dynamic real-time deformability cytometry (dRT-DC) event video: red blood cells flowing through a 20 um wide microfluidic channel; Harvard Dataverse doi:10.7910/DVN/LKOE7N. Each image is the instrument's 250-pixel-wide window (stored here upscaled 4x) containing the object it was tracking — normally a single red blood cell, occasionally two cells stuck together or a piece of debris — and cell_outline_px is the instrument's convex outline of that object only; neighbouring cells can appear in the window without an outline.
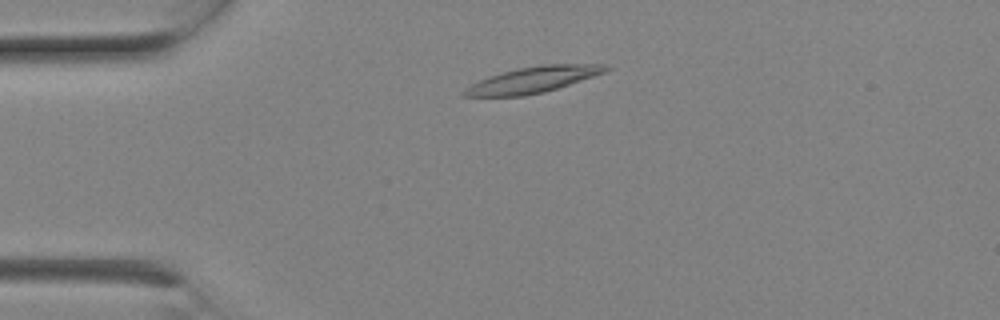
{"species": "Egyptian fruit bat (a non-hibernating species)", "species_latin": "Rousettus aegyptiacus", "temperature_condition": "room temperature", "stored_images_in_passage": 7, "camera_frame_rate_fps": 3000, "um_per_image_px": 0.085, "animal": {"sex": "female"}, "frame": {"image": 1, "passage_image": 3, "time_ms": 0.667, "image_size_px": [1000, 320], "cell_outline_px": [[612, 68], [604, 72], [544, 92], [524, 96], [460, 96], [460, 92], [464, 88], [488, 76], [516, 68], [540, 64], [608, 64]], "centroid_in_image_um": [45.25, 6.77], "position_along_channel_um": 39.7, "area_um2": 21.39}}
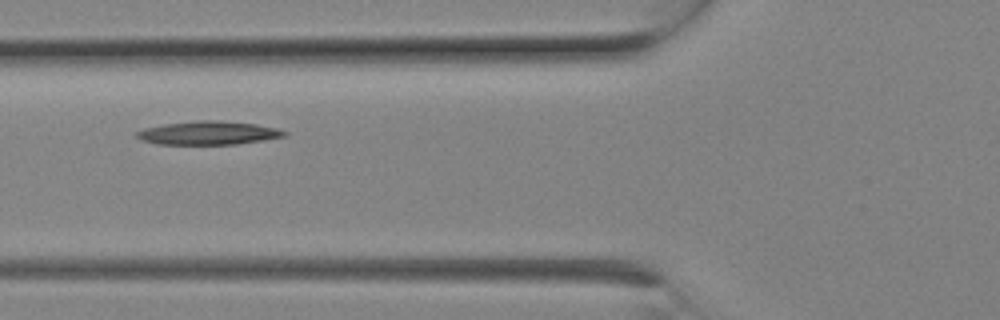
{"frame": {"image": 2, "passage_image": 6, "time_ms": 1.667, "image_size_px": [1000, 320], "cell_outline_px": [[288, 136], [236, 144], [156, 144], [140, 140], [136, 136], [136, 132], [144, 128], [164, 124], [196, 120], [216, 120], [256, 124], [276, 128], [288, 132]], "centroid_in_image_um": [17.7, 11.3], "position_along_channel_um": 108.1, "area_um2": 20.23}}
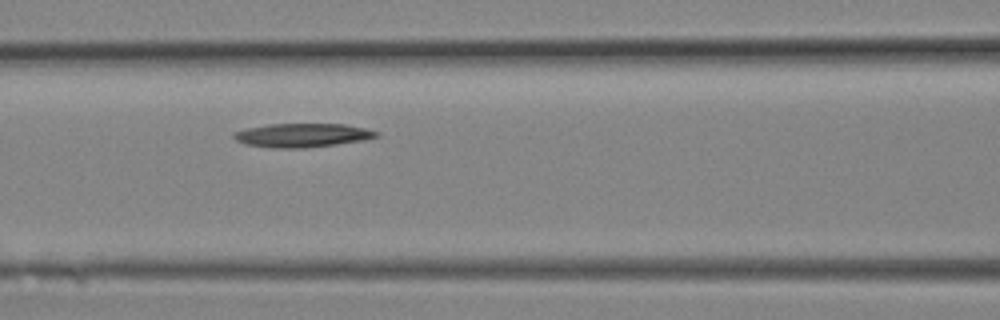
{"frame": {"image": 3, "passage_image": 7, "time_ms": 2.0, "image_size_px": [1000, 320], "cell_outline_px": [[380, 136], [360, 140], [336, 144], [308, 148], [272, 148], [244, 144], [236, 140], [232, 136], [232, 132], [248, 128], [272, 124], [344, 124], [364, 128], [380, 132]], "centroid_in_image_um": [25.67, 11.5], "position_along_channel_um": 140.9, "area_um2": 19.71}}